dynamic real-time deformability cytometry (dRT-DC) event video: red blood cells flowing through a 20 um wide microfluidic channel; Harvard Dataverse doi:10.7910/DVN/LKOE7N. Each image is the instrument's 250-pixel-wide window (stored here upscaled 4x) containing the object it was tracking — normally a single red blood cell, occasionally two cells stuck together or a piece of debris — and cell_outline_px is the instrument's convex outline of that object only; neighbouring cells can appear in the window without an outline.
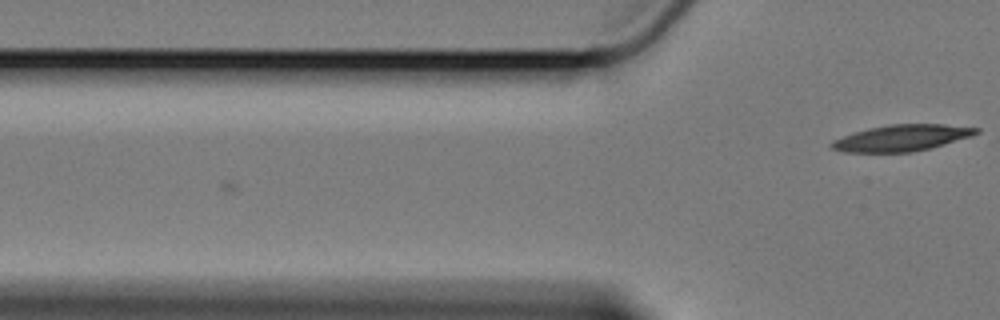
{"species": "Egyptian fruit bat (a non-hibernating species)", "species_latin": "Rousettus aegyptiacus", "temperature_condition": "cold", "stored_images_in_passage": 3, "camera_frame_rate_fps": 3000, "um_per_image_px": 0.085, "animal": {"sex": "female"}, "frame": {"image": 1, "passage_image": 3, "time_ms": 0.667, "image_size_px": [1000, 320], "cell_outline_px": [[980, 132], [972, 136], [928, 148], [912, 152], [844, 152], [832, 148], [828, 144], [832, 140], [852, 132], [868, 128], [888, 124], [944, 124], [980, 128]], "centroid_in_image_um": [76.61, 11.71], "position_along_channel_um": 49.2, "area_um2": 22.2}}